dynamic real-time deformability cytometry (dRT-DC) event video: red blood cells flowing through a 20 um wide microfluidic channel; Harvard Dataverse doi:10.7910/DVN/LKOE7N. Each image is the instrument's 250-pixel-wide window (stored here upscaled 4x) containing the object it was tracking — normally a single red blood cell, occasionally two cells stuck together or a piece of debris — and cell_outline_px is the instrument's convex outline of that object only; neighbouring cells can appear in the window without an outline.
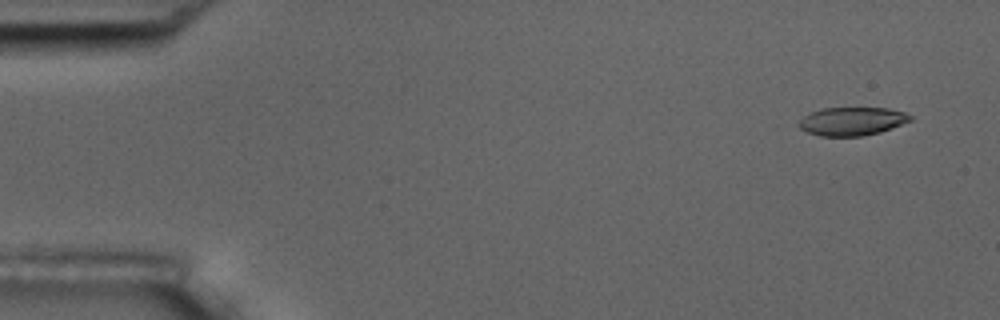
{"species": "common noctule bat (a hibernating species)", "species_latin": "Nyctalus noctula", "temperature_condition": "room temperature", "stored_images_in_passage": 7, "camera_frame_rate_fps": 3000, "um_per_image_px": 0.085, "animal": {"sex": "male", "body_mass_g": 17.5, "forearm_length_mm": 52.3}, "frame": {"image": 1, "passage_image": 2, "time_ms": 0.333, "image_size_px": [1000, 320], "cell_outline_px": [[912, 120], [892, 128], [880, 132], [864, 136], [820, 136], [808, 132], [792, 124], [804, 116], [812, 112], [824, 108], [888, 108], [904, 112], [912, 116]], "centroid_in_image_um": [72.39, 10.31], "position_along_channel_um": 12.6, "area_um2": 18.55}}
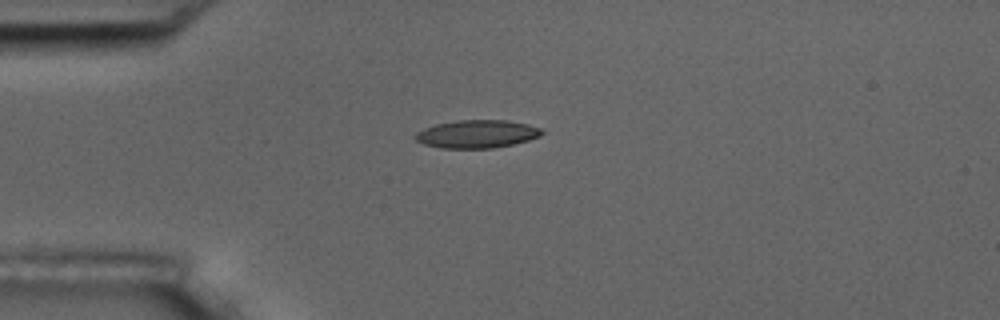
{"frame": {"image": 2, "passage_image": 5, "time_ms": 1.333, "image_size_px": [1000, 320], "cell_outline_px": [[544, 132], [540, 136], [528, 140], [512, 144], [492, 148], [440, 148], [424, 144], [416, 140], [412, 136], [416, 132], [424, 128], [436, 124], [456, 120], [508, 120], [528, 124], [540, 128]], "centroid_in_image_um": [40.52, 11.38], "position_along_channel_um": 44.5, "area_um2": 20.69}}